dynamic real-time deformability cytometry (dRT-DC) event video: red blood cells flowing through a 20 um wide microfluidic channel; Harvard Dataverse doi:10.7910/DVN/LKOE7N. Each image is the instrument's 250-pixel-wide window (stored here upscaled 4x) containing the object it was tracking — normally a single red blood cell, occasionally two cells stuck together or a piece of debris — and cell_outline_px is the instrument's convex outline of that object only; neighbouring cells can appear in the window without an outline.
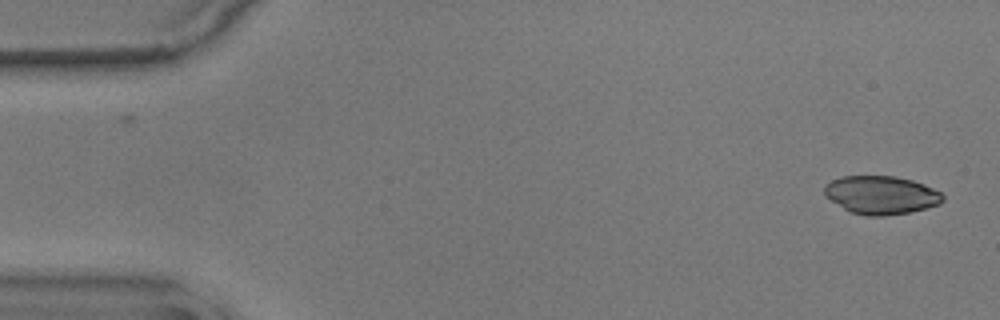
{"species": "common noctule bat (a hibernating species)", "species_latin": "Nyctalus noctula", "temperature_condition": "warm", "stored_images_in_passage": 54, "camera_frame_rate_fps": 3000, "um_per_image_px": 0.085, "animal": {"sex": "male", "body_mass_g": 17.9}, "frame": {"image": 1, "passage_image": 1, "time_ms": 0.0, "image_size_px": [1000, 320], "cell_outline_px": [[944, 200], [940, 204], [908, 212], [884, 216], [864, 216], [852, 212], [844, 208], [824, 196], [824, 184], [832, 180], [844, 176], [896, 176], [912, 180], [924, 184], [940, 192], [944, 196]], "centroid_in_image_um": [74.88, 16.57], "position_along_channel_um": 10.1, "area_um2": 26.36}}
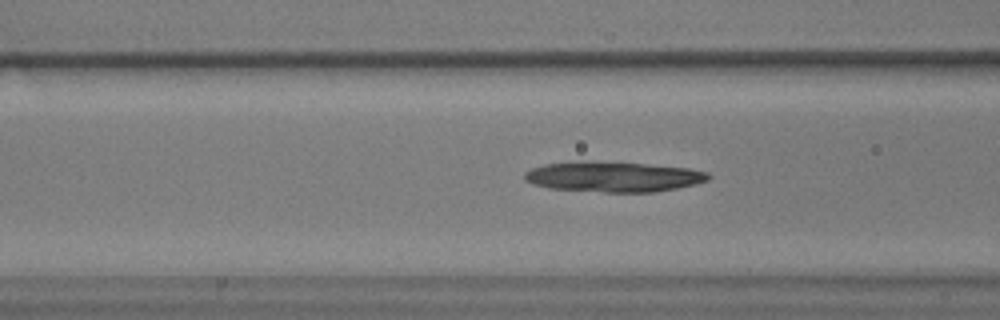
{"frame": {"image": 2, "passage_image": 20, "time_ms": 6.333, "image_size_px": [1000, 320], "cell_outline_px": [[712, 176], [708, 180], [696, 184], [676, 188], [652, 192], [604, 192], [548, 188], [532, 184], [524, 180], [524, 172], [532, 168], [544, 164], [644, 164], [688, 168], [708, 172]], "centroid_in_image_um": [52.19, 15.07], "position_along_channel_um": 114.4, "area_um2": 31.15}}
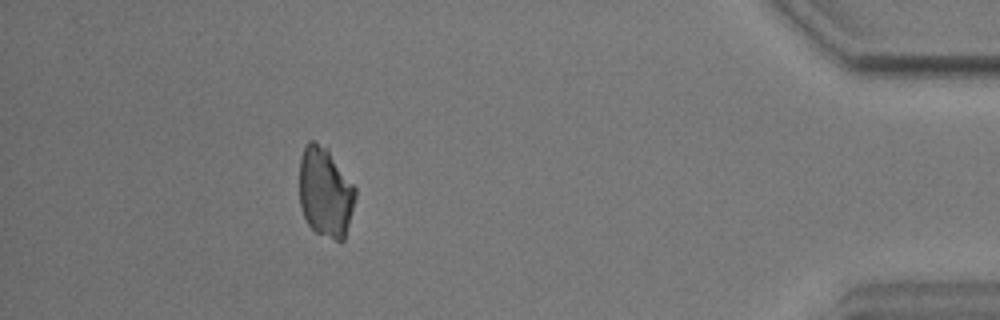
{"frame": {"image": 3, "passage_image": 49, "time_ms": 16.0, "image_size_px": [1000, 320], "cell_outline_px": [[356, 196], [344, 240], [336, 240], [316, 232], [308, 224], [304, 216], [300, 204], [300, 160], [304, 148], [308, 140], [312, 140], [328, 148], [356, 188]], "centroid_in_image_um": [27.65, 16.32], "position_along_channel_um": 407.5, "area_um2": 29.19}}